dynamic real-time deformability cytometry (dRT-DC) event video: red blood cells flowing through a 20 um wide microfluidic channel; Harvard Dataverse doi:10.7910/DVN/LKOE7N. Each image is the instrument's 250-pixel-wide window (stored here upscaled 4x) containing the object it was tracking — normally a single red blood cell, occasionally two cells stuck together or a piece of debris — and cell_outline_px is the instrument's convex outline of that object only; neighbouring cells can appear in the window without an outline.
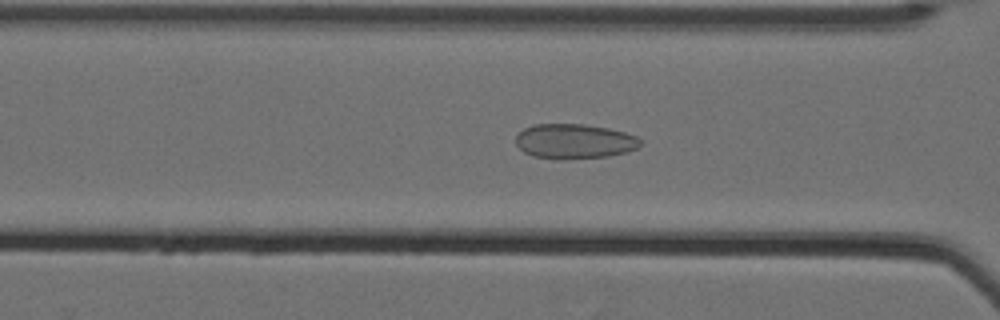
{"species": "Egyptian fruit bat (a non-hibernating species)", "species_latin": "Rousettus aegyptiacus", "temperature_condition": "cold", "stored_images_in_passage": 52, "camera_frame_rate_fps": 3000, "um_per_image_px": 0.085, "animal": {"sex": "female"}, "frame": {"image": 1, "passage_image": 19, "time_ms": 6.0, "image_size_px": [1000, 320], "cell_outline_px": [[644, 140], [636, 148], [624, 152], [608, 156], [564, 160], [556, 160], [532, 156], [524, 152], [516, 144], [516, 136], [524, 128], [536, 124], [584, 124], [608, 128], [624, 132], [636, 136]], "centroid_in_image_um": [48.81, 12.02], "position_along_channel_um": 117.8, "area_um2": 25.43}}
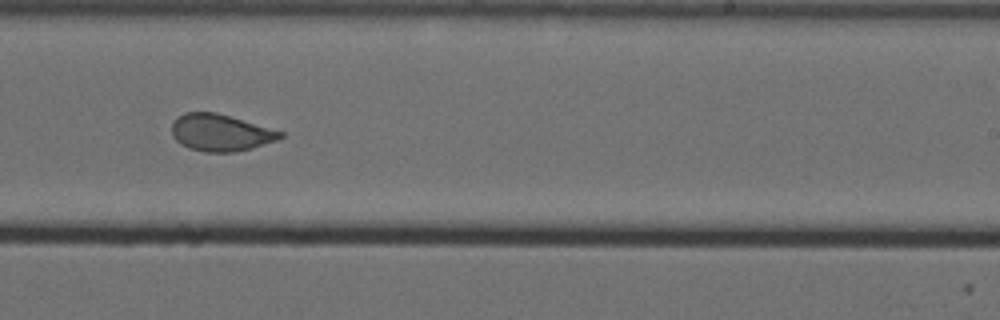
{"frame": {"image": 2, "passage_image": 32, "time_ms": 10.333, "image_size_px": [1000, 320], "cell_outline_px": [[284, 136], [276, 140], [252, 148], [236, 152], [204, 152], [188, 148], [180, 144], [172, 136], [172, 124], [184, 112], [216, 112], [284, 132]], "centroid_in_image_um": [18.74, 11.28], "position_along_channel_um": 270.3, "area_um2": 23.24}}
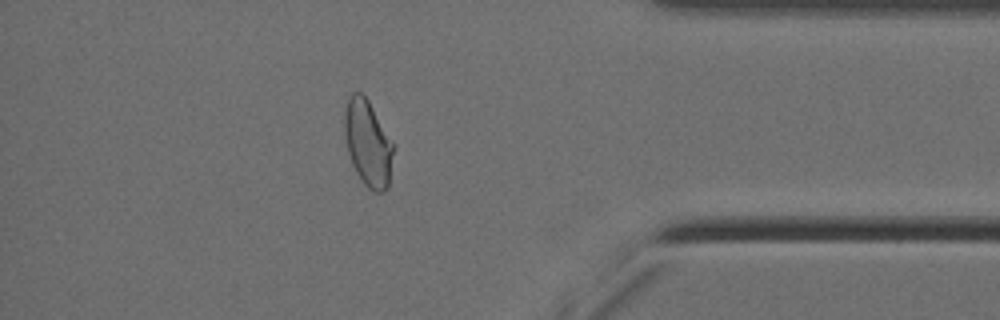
{"frame": {"image": 3, "passage_image": 45, "time_ms": 14.667, "image_size_px": [1000, 320], "cell_outline_px": [[396, 144], [388, 188], [384, 192], [372, 192], [360, 180], [352, 164], [348, 152], [344, 136], [344, 112], [348, 100], [352, 92], [360, 92], [368, 100]], "centroid_in_image_um": [31.31, 12.2], "position_along_channel_um": 403.9, "area_um2": 25.14}, "authors_computed_cell_mechanics": {"area_um2": 24.9407, "velocity_mm_per_s": 3.5131, "shape_relaxation_time_tau1_ms": null, "shape_relaxation_time_tau2_ms": 1.0677, "deformation_change_tau1": null, "deformation_change_tau2": 0.0748}}